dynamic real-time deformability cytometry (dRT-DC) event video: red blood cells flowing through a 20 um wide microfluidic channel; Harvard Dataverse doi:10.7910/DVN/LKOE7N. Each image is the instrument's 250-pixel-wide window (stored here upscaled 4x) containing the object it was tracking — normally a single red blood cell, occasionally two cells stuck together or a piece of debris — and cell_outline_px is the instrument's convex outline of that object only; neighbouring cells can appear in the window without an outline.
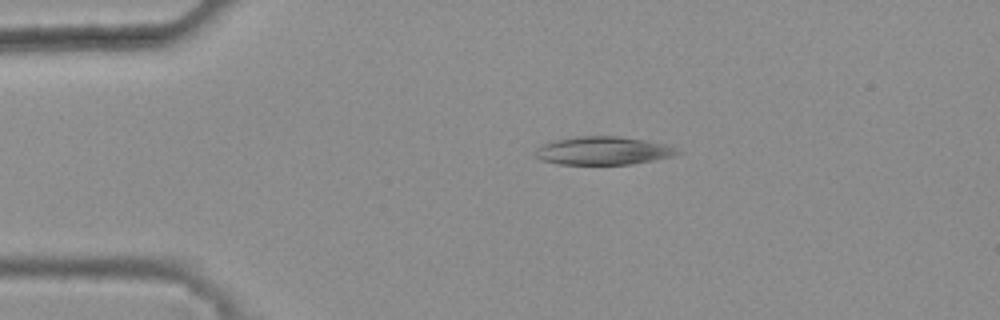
{"species": "common noctule bat (a hibernating species)", "species_latin": "Nyctalus noctula", "temperature_condition": "warm", "stored_images_in_passage": 4, "camera_frame_rate_fps": 3000, "um_per_image_px": 0.085, "animal": {"sex": "female", "body_mass_g": 25.1}, "frame": {"image": 1, "passage_image": 3, "time_ms": 0.667, "image_size_px": [1000, 320], "cell_outline_px": [[684, 152], [672, 156], [632, 164], [560, 164], [540, 160], [536, 156], [536, 148], [544, 144], [556, 140], [576, 136], [620, 136], [668, 144]], "centroid_in_image_um": [51.3, 12.8], "position_along_channel_um": 33.7, "area_um2": 23.29}}